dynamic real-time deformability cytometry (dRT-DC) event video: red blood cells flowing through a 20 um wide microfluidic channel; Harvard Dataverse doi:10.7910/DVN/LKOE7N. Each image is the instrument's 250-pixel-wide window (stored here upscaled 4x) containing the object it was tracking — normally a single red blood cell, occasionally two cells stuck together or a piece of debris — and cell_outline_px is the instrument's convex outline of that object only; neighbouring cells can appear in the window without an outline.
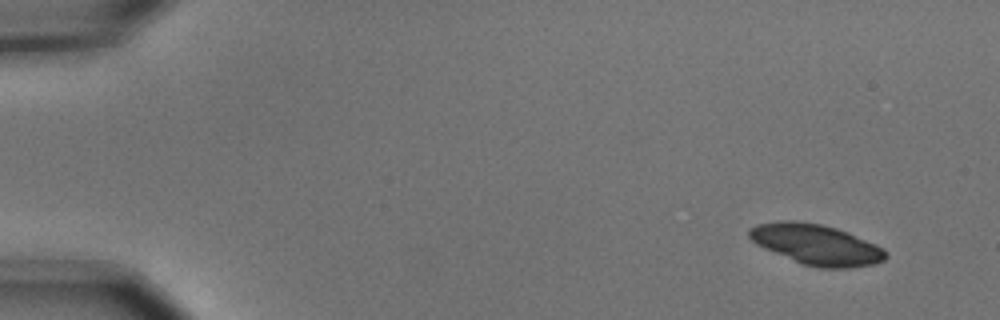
{"species": "common noctule bat (a hibernating species)", "species_latin": "Nyctalus noctula", "temperature_condition": "cold", "stored_images_in_passage": 9, "segment_of_instrument_passage": [1, 2], "camera_frame_rate_fps": 3000, "um_per_image_px": 0.085, "animal": {"sex": "male", "body_mass_g": 15.6}, "frame": {"image": 1, "passage_image": 1, "time_ms": 0.0, "image_size_px": [1000, 320], "cell_outline_px": [[888, 256], [884, 260], [876, 264], [852, 268], [820, 268], [804, 264], [764, 248], [756, 244], [748, 236], [748, 228], [756, 224], [776, 220], [796, 220], [820, 224], [836, 228], [848, 232], [876, 244], [884, 248], [888, 252]], "centroid_in_image_um": [69.4, 20.77], "position_along_channel_um": 15.6, "area_um2": 32.43}}